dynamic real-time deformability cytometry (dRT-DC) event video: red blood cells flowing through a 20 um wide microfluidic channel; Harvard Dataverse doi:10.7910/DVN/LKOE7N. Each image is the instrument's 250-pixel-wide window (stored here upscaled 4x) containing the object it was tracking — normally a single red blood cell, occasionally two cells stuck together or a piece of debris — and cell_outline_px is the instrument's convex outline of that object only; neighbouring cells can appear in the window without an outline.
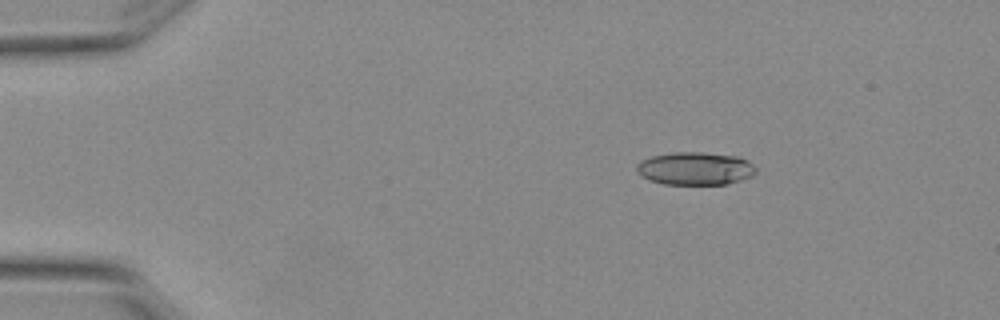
{"species": "Egyptian fruit bat (a non-hibernating species)", "species_latin": "Rousettus aegyptiacus", "temperature_condition": "warm", "stored_images_in_passage": 5, "segment_of_instrument_passage": [1, 2], "camera_frame_rate_fps": 3000, "um_per_image_px": 0.085, "animal": {"sex": "female"}, "frame": {"image": 1, "passage_image": 2, "time_ms": 0.333, "image_size_px": [1000, 320], "cell_outline_px": [[756, 172], [752, 176], [728, 184], [664, 184], [648, 180], [640, 176], [636, 172], [636, 164], [640, 160], [652, 156], [676, 152], [700, 152], [740, 156], [748, 160], [756, 168]], "centroid_in_image_um": [59.07, 14.32], "position_along_channel_um": 25.9, "area_um2": 23.12}}
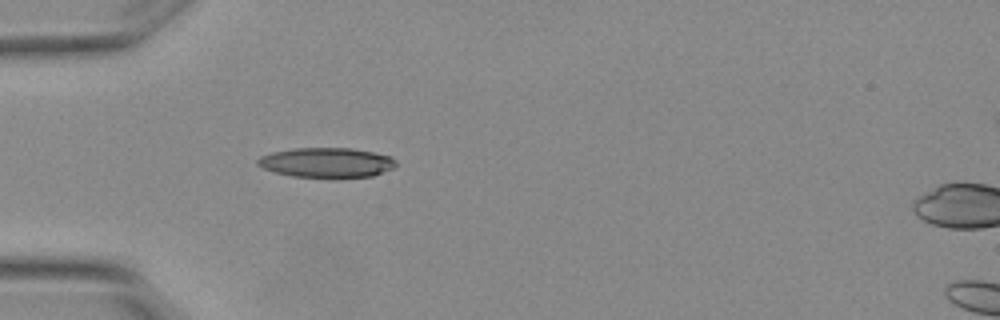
{"frame": {"image": 2, "passage_image": 4, "time_ms": 1.0, "image_size_px": [1000, 320], "cell_outline_px": [[396, 164], [392, 168], [372, 176], [292, 176], [276, 172], [264, 168], [256, 164], [256, 160], [260, 156], [272, 152], [292, 148], [352, 148], [372, 152], [388, 156], [396, 160]], "centroid_in_image_um": [27.71, 13.79], "position_along_channel_um": 57.3, "area_um2": 23.47}}